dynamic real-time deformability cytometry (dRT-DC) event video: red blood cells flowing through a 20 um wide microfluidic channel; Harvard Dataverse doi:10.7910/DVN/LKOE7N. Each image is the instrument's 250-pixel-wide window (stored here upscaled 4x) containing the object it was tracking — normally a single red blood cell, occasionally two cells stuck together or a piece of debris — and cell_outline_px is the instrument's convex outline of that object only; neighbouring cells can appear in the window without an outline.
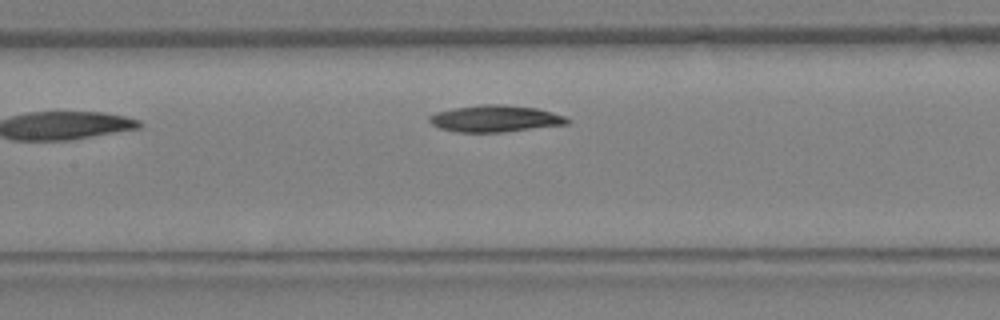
{"species": "Egyptian fruit bat (a non-hibernating species)", "species_latin": "Rousettus aegyptiacus", "temperature_condition": "warm", "stored_images_in_passage": 8, "camera_frame_rate_fps": 3000, "um_per_image_px": 0.085, "animal": {"sex": "female"}, "frame": {"image": 1, "passage_image": 8, "time_ms": 2.333, "image_size_px": [1000, 320], "cell_outline_px": [[572, 120], [568, 124], [500, 132], [460, 132], [440, 128], [432, 124], [428, 120], [428, 116], [436, 112], [452, 108], [480, 104], [504, 104], [536, 108], [552, 112], [564, 116]], "centroid_in_image_um": [42.08, 10.07], "position_along_channel_um": 165.3, "area_um2": 21.44}}